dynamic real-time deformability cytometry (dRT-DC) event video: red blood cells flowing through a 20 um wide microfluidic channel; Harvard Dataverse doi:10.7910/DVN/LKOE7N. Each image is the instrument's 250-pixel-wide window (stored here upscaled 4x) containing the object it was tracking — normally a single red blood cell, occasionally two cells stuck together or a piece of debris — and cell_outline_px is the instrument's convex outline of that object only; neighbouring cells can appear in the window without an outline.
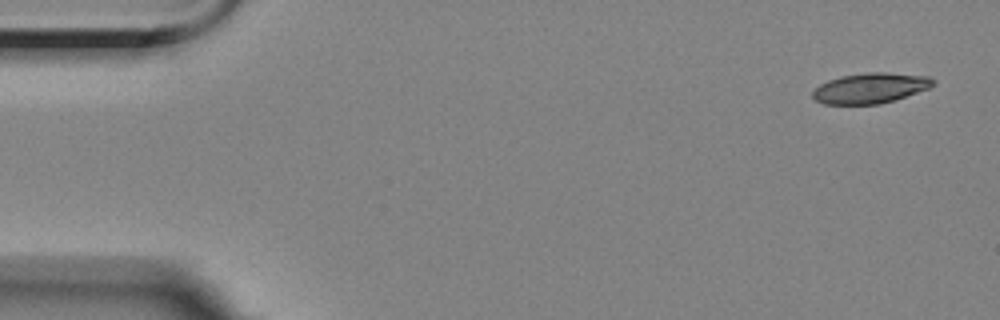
{"species": "Egyptian fruit bat (a non-hibernating species)", "species_latin": "Rousettus aegyptiacus", "temperature_condition": "room temperature", "stored_images_in_passage": 5, "camera_frame_rate_fps": 3000, "um_per_image_px": 0.085, "animal": {"sex": "female"}, "frame": {"image": 1, "passage_image": 1, "time_ms": 0.0, "image_size_px": [1000, 320], "cell_outline_px": [[936, 84], [928, 88], [896, 100], [880, 104], [824, 104], [816, 100], [812, 96], [812, 92], [820, 84], [828, 80], [840, 76], [868, 72], [888, 72], [932, 76], [936, 80]], "centroid_in_image_um": [74.03, 7.48], "position_along_channel_um": 11.0, "area_um2": 21.56}}
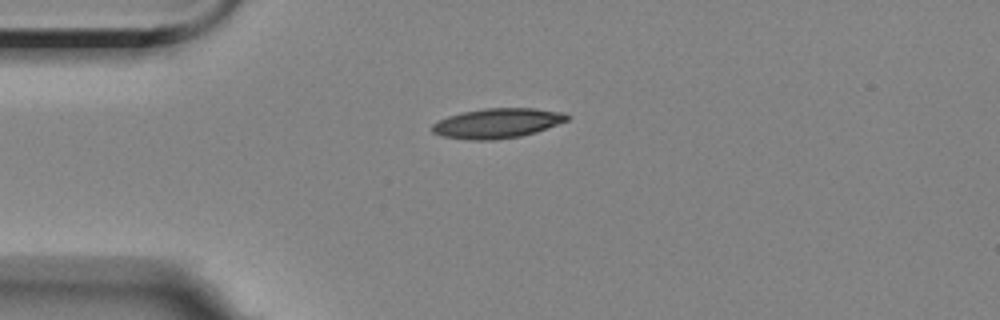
{"frame": {"image": 2, "passage_image": 4, "time_ms": 3.667, "image_size_px": [1000, 320], "cell_outline_px": [[572, 116], [568, 120], [536, 132], [520, 136], [496, 140], [468, 140], [440, 136], [432, 132], [432, 124], [448, 116], [464, 112], [484, 108], [536, 108], [564, 112]], "centroid_in_image_um": [42.29, 10.47], "position_along_channel_um": 42.7, "area_um2": 23.58}}